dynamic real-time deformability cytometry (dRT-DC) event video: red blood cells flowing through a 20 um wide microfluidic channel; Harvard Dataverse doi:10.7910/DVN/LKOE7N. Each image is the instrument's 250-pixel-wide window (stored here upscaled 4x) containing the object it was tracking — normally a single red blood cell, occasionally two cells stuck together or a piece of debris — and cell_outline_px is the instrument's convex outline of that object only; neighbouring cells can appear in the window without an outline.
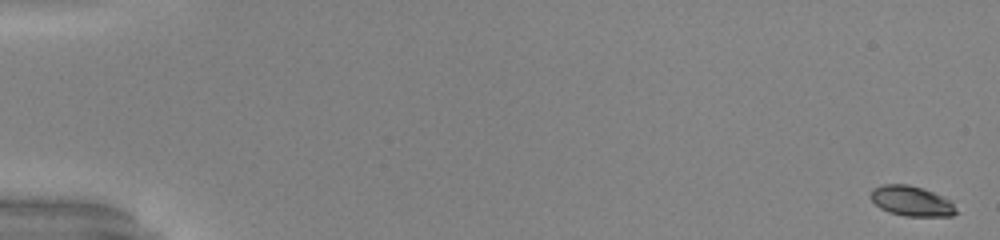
{"species": "common noctule bat (a hibernating species)", "species_latin": "Nyctalus noctula", "temperature_condition": "warm", "stored_images_in_passage": 53, "camera_frame_rate_fps": 3000, "um_per_image_px": 0.085, "animal": {"sex": "male", "body_mass_g": 20.0, "forearm_length_mm": 53.3}, "frame": {"image": 1, "passage_image": 1, "time_ms": 0.0, "image_size_px": [1000, 240], "cell_outline_px": [[960, 212], [952, 216], [904, 216], [888, 212], [880, 208], [872, 200], [872, 188], [884, 184], [908, 184], [924, 188], [952, 200]], "centroid_in_image_um": [77.55, 17.09], "position_along_channel_um": 7.4, "area_um2": 15.26}}
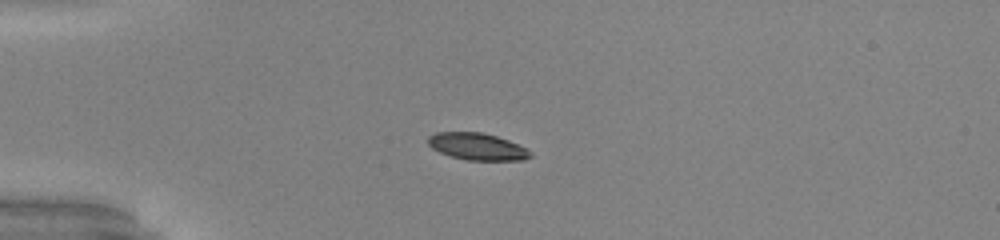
{"frame": {"image": 2, "passage_image": 15, "time_ms": 4.667, "image_size_px": [1000, 240], "cell_outline_px": [[532, 156], [524, 160], [468, 160], [452, 156], [440, 152], [432, 148], [428, 144], [428, 136], [436, 132], [480, 132], [496, 136], [508, 140], [532, 152]], "centroid_in_image_um": [40.55, 12.45], "position_along_channel_um": 44.4, "area_um2": 15.9}}
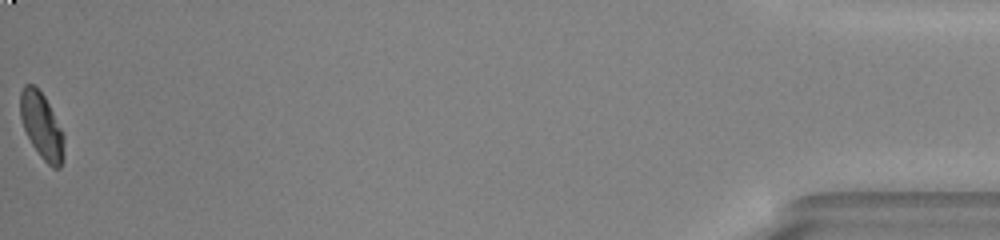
{"frame": {"image": 3, "passage_image": 53, "time_ms": 17.333, "image_size_px": [1000, 240], "cell_outline_px": [[64, 156], [60, 168], [52, 168], [40, 156], [32, 144], [24, 128], [20, 116], [20, 92], [24, 84], [32, 84], [44, 96], [64, 132]], "centroid_in_image_um": [3.56, 10.71], "position_along_channel_um": 431.6, "area_um2": 16.82}, "authors_computed_cell_mechanics": {"area_um2": 17.1666, "velocity_mm_per_s": 4.0289, "shape_relaxation_time_tau1_ms": 5.4606, "shape_relaxation_time_tau2_ms": 1.3879, "deformation_change_tau1": 0.1846, "deformation_change_tau2": 0.0561}}